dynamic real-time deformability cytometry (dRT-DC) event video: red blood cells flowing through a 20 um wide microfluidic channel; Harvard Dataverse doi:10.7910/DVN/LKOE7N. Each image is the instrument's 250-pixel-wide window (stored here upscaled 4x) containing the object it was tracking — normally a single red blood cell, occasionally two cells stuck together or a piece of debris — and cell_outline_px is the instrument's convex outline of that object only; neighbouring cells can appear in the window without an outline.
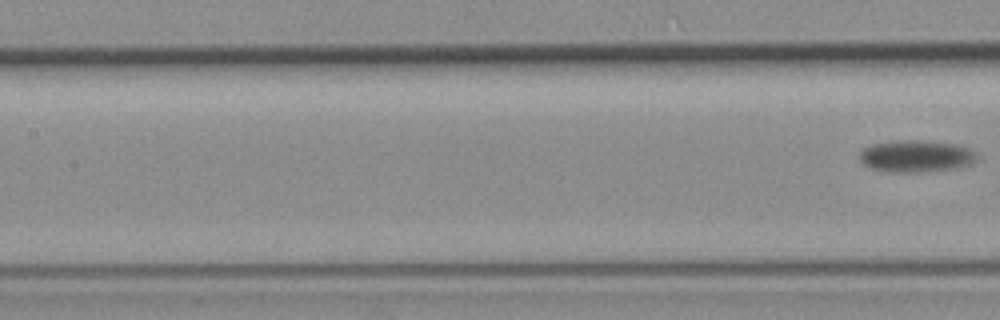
{"species": "common noctule bat (a hibernating species)", "species_latin": "Nyctalus noctula", "temperature_condition": "room temperature", "stored_images_in_passage": 4, "segment_of_instrument_passage": [2, 2], "camera_frame_rate_fps": 3000, "um_per_image_px": 0.085, "animal": {"sex": "female", "body_mass_g": 19.3, "forearm_length_mm": 54.1}, "frame": {"image": 1, "passage_image": 4, "time_ms": 4.667, "image_size_px": [1000, 320], "cell_outline_px": [[980, 160], [972, 164], [956, 168], [920, 172], [892, 172], [872, 168], [864, 164], [860, 160], [860, 148], [872, 144], [896, 140], [928, 140], [956, 144], [972, 148], [976, 152]], "centroid_in_image_um": [77.93, 13.26], "position_along_channel_um": 129.5, "area_um2": 22.31}}